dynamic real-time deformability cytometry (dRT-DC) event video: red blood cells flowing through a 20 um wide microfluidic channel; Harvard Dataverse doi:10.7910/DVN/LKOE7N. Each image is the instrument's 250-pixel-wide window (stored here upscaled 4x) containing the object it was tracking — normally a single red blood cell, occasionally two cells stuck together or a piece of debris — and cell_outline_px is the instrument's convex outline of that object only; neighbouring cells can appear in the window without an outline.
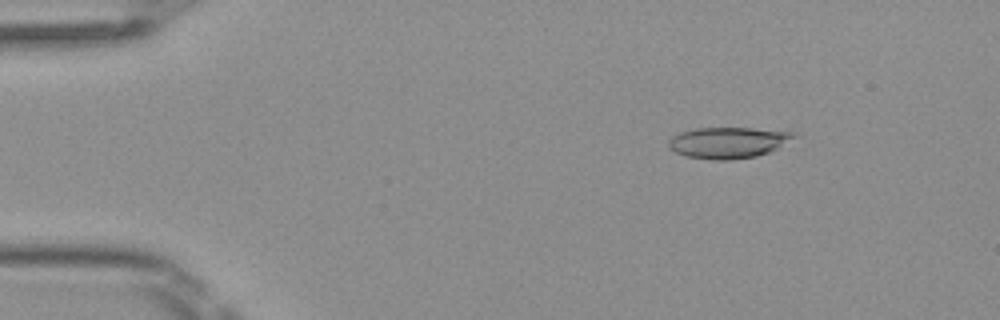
{"species": "Egyptian fruit bat (a non-hibernating species)", "species_latin": "Rousettus aegyptiacus", "temperature_condition": "room temperature", "stored_images_in_passage": 50, "camera_frame_rate_fps": 3000, "um_per_image_px": 0.085, "frame": {"image": 1, "passage_image": 7, "time_ms": 2.0, "image_size_px": [1000, 320], "cell_outline_px": [[796, 136], [776, 148], [768, 152], [756, 156], [728, 160], [712, 160], [684, 156], [676, 152], [668, 144], [668, 140], [672, 136], [680, 132], [696, 128], [752, 128], [796, 132]], "centroid_in_image_um": [61.86, 12.12], "position_along_channel_um": 23.1, "area_um2": 22.54}}
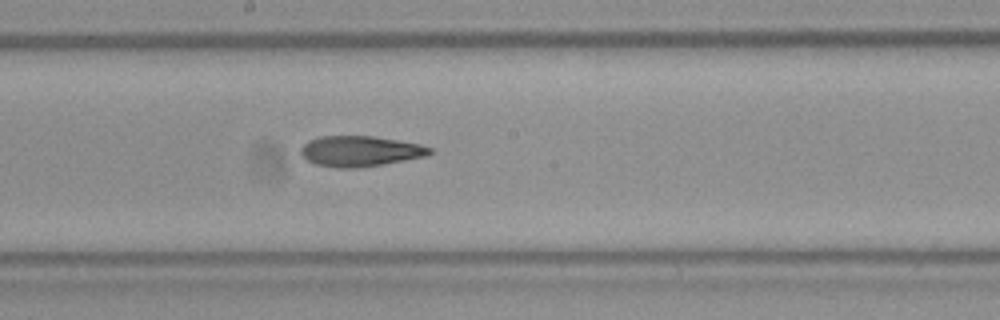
{"frame": {"image": 2, "passage_image": 27, "time_ms": 8.667, "image_size_px": [1000, 320], "cell_outline_px": [[436, 152], [424, 156], [384, 164], [356, 168], [336, 168], [316, 164], [308, 160], [300, 152], [300, 148], [308, 140], [320, 136], [372, 136], [420, 144], [432, 148]], "centroid_in_image_um": [30.61, 12.85], "position_along_channel_um": 217.6, "area_um2": 22.89}}
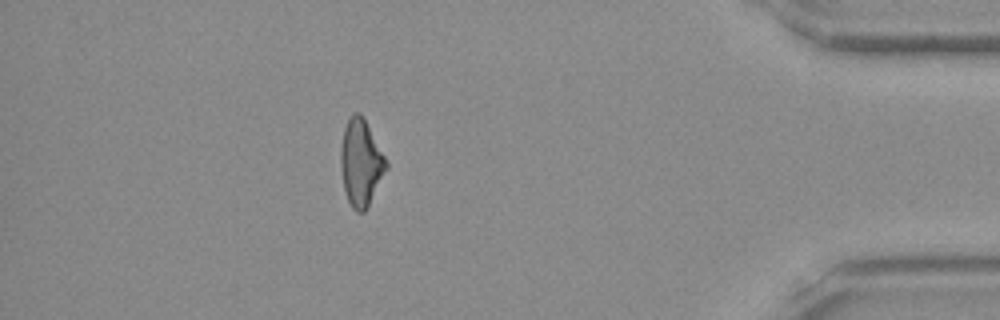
{"frame": {"image": 3, "passage_image": 44, "time_ms": 14.333, "image_size_px": [1000, 320], "cell_outline_px": [[388, 168], [364, 212], [356, 212], [352, 208], [348, 200], [344, 188], [340, 168], [340, 148], [344, 128], [348, 120], [356, 112], [360, 112], [384, 156], [388, 164]], "centroid_in_image_um": [30.65, 13.86], "position_along_channel_um": 404.5, "area_um2": 22.54}, "authors_computed_cell_mechanics": {"area_um2": 22.8888, "velocity_mm_per_s": 4.0946, "shape_relaxation_time_tau1_ms": null, "shape_relaxation_time_tau2_ms": 4.8221, "deformation_change_tau1": null, "deformation_change_tau2": 0.166}}